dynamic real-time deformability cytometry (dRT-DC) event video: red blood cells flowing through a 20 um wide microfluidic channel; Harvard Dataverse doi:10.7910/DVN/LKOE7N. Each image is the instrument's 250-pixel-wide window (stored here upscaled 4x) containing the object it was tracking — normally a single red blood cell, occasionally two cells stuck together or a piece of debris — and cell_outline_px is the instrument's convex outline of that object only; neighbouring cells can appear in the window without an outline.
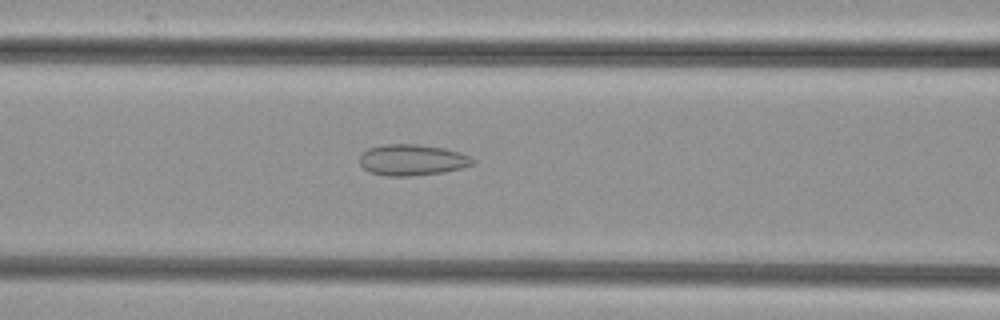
{"species": "common noctule bat (a hibernating species)", "species_latin": "Nyctalus noctula", "temperature_condition": "cold", "stored_images_in_passage": 19, "camera_frame_rate_fps": 3000, "um_per_image_px": 0.085, "animal": {"sex": "female", "body_mass_g": 29.2, "forearm_length_mm": 56.3}, "frame": {"image": 1, "passage_image": 8, "time_ms": 2.333, "image_size_px": [1000, 320], "cell_outline_px": [[476, 164], [444, 172], [408, 176], [388, 176], [368, 172], [360, 164], [360, 156], [368, 148], [384, 144], [420, 144], [444, 148], [460, 152], [472, 156], [476, 160]], "centroid_in_image_um": [35.07, 13.59], "position_along_channel_um": 131.5, "area_um2": 20.69}}
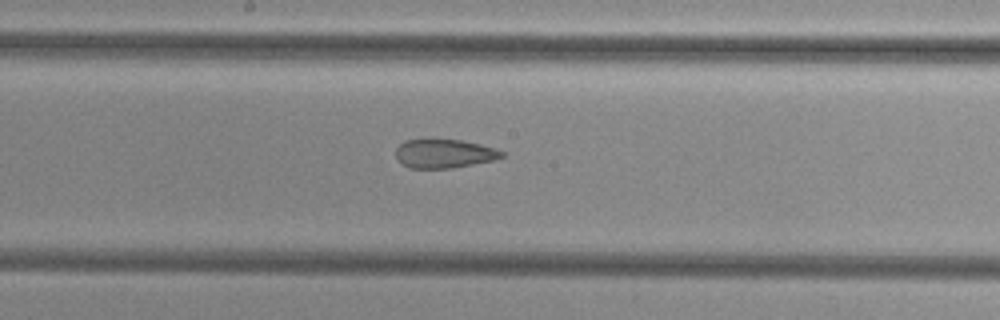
{"frame": {"image": 2, "passage_image": 14, "time_ms": 4.333, "image_size_px": [1000, 320], "cell_outline_px": [[504, 156], [496, 160], [452, 168], [408, 168], [396, 156], [396, 148], [404, 140], [428, 136], [432, 136], [460, 140], [480, 144], [496, 148], [504, 152]], "centroid_in_image_um": [37.75, 13.0], "position_along_channel_um": 210.5, "area_um2": 18.55}}
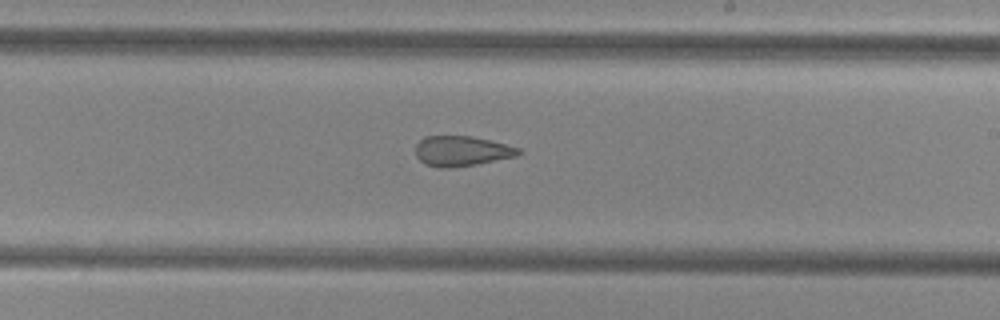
{"frame": {"image": 3, "passage_image": 17, "time_ms": 5.333, "image_size_px": [1000, 320], "cell_outline_px": [[524, 152], [516, 156], [476, 164], [448, 168], [436, 168], [424, 164], [416, 156], [416, 144], [424, 136], [472, 136], [520, 148]], "centroid_in_image_um": [39.22, 12.84], "position_along_channel_um": 249.8, "area_um2": 18.09}}